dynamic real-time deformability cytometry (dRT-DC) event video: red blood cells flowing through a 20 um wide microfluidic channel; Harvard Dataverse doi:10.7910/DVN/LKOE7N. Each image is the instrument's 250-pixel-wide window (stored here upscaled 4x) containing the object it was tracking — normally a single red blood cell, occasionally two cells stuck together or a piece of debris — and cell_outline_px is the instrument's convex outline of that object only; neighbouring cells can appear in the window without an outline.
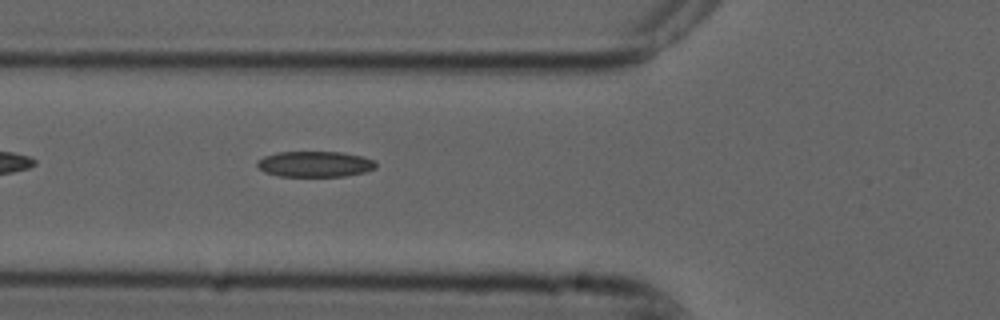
{"species": "common noctule bat (a hibernating species)", "species_latin": "Nyctalus noctula", "temperature_condition": "cold", "stored_images_in_passage": 3, "camera_frame_rate_fps": 3000, "um_per_image_px": 0.085, "animal": {"sex": "male", "forearm_length_mm": 52.5}, "frame": {"image": 1, "passage_image": 3, "time_ms": 0.667, "image_size_px": [1000, 320], "cell_outline_px": [[376, 168], [364, 172], [344, 176], [280, 176], [264, 172], [256, 164], [256, 160], [264, 156], [276, 152], [340, 152], [364, 156], [376, 160]], "centroid_in_image_um": [26.78, 13.94], "position_along_channel_um": 99.0, "area_um2": 17.92}}